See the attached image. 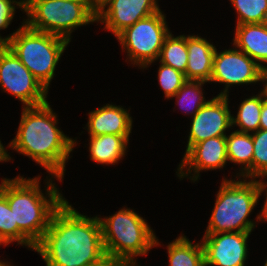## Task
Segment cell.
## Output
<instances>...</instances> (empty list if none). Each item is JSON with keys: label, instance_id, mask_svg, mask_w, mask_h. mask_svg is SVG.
<instances>
[{"label": "cell", "instance_id": "3957f363", "mask_svg": "<svg viewBox=\"0 0 267 266\" xmlns=\"http://www.w3.org/2000/svg\"><path fill=\"white\" fill-rule=\"evenodd\" d=\"M53 177L62 182L58 177H47L46 196L42 193L39 175L28 179L19 175L14 179L1 180L0 192L7 198L14 224L35 246L43 238L53 213L65 201L56 183L51 180Z\"/></svg>", "mask_w": 267, "mask_h": 266}, {"label": "cell", "instance_id": "8992f818", "mask_svg": "<svg viewBox=\"0 0 267 266\" xmlns=\"http://www.w3.org/2000/svg\"><path fill=\"white\" fill-rule=\"evenodd\" d=\"M70 42L60 36L29 28L23 20L15 32L3 38L6 45L48 91L63 52Z\"/></svg>", "mask_w": 267, "mask_h": 266}, {"label": "cell", "instance_id": "f546056e", "mask_svg": "<svg viewBox=\"0 0 267 266\" xmlns=\"http://www.w3.org/2000/svg\"><path fill=\"white\" fill-rule=\"evenodd\" d=\"M259 129L267 130V99L262 103Z\"/></svg>", "mask_w": 267, "mask_h": 266}, {"label": "cell", "instance_id": "8fae6325", "mask_svg": "<svg viewBox=\"0 0 267 266\" xmlns=\"http://www.w3.org/2000/svg\"><path fill=\"white\" fill-rule=\"evenodd\" d=\"M160 10L158 0H100L96 4V22L105 24L104 29L116 37L138 20Z\"/></svg>", "mask_w": 267, "mask_h": 266}, {"label": "cell", "instance_id": "9a60e30c", "mask_svg": "<svg viewBox=\"0 0 267 266\" xmlns=\"http://www.w3.org/2000/svg\"><path fill=\"white\" fill-rule=\"evenodd\" d=\"M129 110L120 105L106 104L88 114L87 131L90 136L114 134L130 136L133 119Z\"/></svg>", "mask_w": 267, "mask_h": 266}, {"label": "cell", "instance_id": "836d02e7", "mask_svg": "<svg viewBox=\"0 0 267 266\" xmlns=\"http://www.w3.org/2000/svg\"><path fill=\"white\" fill-rule=\"evenodd\" d=\"M0 266H13V265H11L10 262H8V261L4 262V261L0 260Z\"/></svg>", "mask_w": 267, "mask_h": 266}, {"label": "cell", "instance_id": "603a6c76", "mask_svg": "<svg viewBox=\"0 0 267 266\" xmlns=\"http://www.w3.org/2000/svg\"><path fill=\"white\" fill-rule=\"evenodd\" d=\"M0 240L7 246L12 242L28 248L35 249V245L14 224L13 212L11 211L7 198L0 192Z\"/></svg>", "mask_w": 267, "mask_h": 266}, {"label": "cell", "instance_id": "f1b7e54d", "mask_svg": "<svg viewBox=\"0 0 267 266\" xmlns=\"http://www.w3.org/2000/svg\"><path fill=\"white\" fill-rule=\"evenodd\" d=\"M262 178L261 180L259 179V192H260V196H262L263 192L265 194V202L264 205L262 206V209L259 213V215H257V221L261 222H267V182L266 179ZM264 181V182H263ZM266 192V193H265Z\"/></svg>", "mask_w": 267, "mask_h": 266}, {"label": "cell", "instance_id": "5b68a950", "mask_svg": "<svg viewBox=\"0 0 267 266\" xmlns=\"http://www.w3.org/2000/svg\"><path fill=\"white\" fill-rule=\"evenodd\" d=\"M222 179L205 233L252 232L256 222L247 217L259 202V179Z\"/></svg>", "mask_w": 267, "mask_h": 266}, {"label": "cell", "instance_id": "44dd1931", "mask_svg": "<svg viewBox=\"0 0 267 266\" xmlns=\"http://www.w3.org/2000/svg\"><path fill=\"white\" fill-rule=\"evenodd\" d=\"M265 95L261 90L259 94L243 100L238 108L237 115H232V127L238 126L236 131L253 133L260 128V115Z\"/></svg>", "mask_w": 267, "mask_h": 266}, {"label": "cell", "instance_id": "ba28073f", "mask_svg": "<svg viewBox=\"0 0 267 266\" xmlns=\"http://www.w3.org/2000/svg\"><path fill=\"white\" fill-rule=\"evenodd\" d=\"M160 10L120 32L116 38L131 64L147 68L158 61L165 38L171 33Z\"/></svg>", "mask_w": 267, "mask_h": 266}, {"label": "cell", "instance_id": "4dcf8cb0", "mask_svg": "<svg viewBox=\"0 0 267 266\" xmlns=\"http://www.w3.org/2000/svg\"><path fill=\"white\" fill-rule=\"evenodd\" d=\"M92 266H128L125 262L106 257L103 261Z\"/></svg>", "mask_w": 267, "mask_h": 266}, {"label": "cell", "instance_id": "cb8c5ba5", "mask_svg": "<svg viewBox=\"0 0 267 266\" xmlns=\"http://www.w3.org/2000/svg\"><path fill=\"white\" fill-rule=\"evenodd\" d=\"M205 83L207 82L187 80L173 96L177 99L176 103L179 104L180 108L184 110L187 115L190 114L194 116L200 108L209 101H206L202 92L204 90L202 86H204Z\"/></svg>", "mask_w": 267, "mask_h": 266}, {"label": "cell", "instance_id": "2e32d148", "mask_svg": "<svg viewBox=\"0 0 267 266\" xmlns=\"http://www.w3.org/2000/svg\"><path fill=\"white\" fill-rule=\"evenodd\" d=\"M188 64L186 80L210 83L216 46L201 36L187 35Z\"/></svg>", "mask_w": 267, "mask_h": 266}, {"label": "cell", "instance_id": "e0dca14e", "mask_svg": "<svg viewBox=\"0 0 267 266\" xmlns=\"http://www.w3.org/2000/svg\"><path fill=\"white\" fill-rule=\"evenodd\" d=\"M234 35L233 46L267 69V23L236 25Z\"/></svg>", "mask_w": 267, "mask_h": 266}, {"label": "cell", "instance_id": "83f0119b", "mask_svg": "<svg viewBox=\"0 0 267 266\" xmlns=\"http://www.w3.org/2000/svg\"><path fill=\"white\" fill-rule=\"evenodd\" d=\"M18 7L21 8V11L25 10V1L0 0V30L8 28L14 18L16 8ZM0 45H3V38L1 36Z\"/></svg>", "mask_w": 267, "mask_h": 266}, {"label": "cell", "instance_id": "ffe728a7", "mask_svg": "<svg viewBox=\"0 0 267 266\" xmlns=\"http://www.w3.org/2000/svg\"><path fill=\"white\" fill-rule=\"evenodd\" d=\"M169 266H205L202 242L193 244L184 234L168 243Z\"/></svg>", "mask_w": 267, "mask_h": 266}, {"label": "cell", "instance_id": "e575fe53", "mask_svg": "<svg viewBox=\"0 0 267 266\" xmlns=\"http://www.w3.org/2000/svg\"><path fill=\"white\" fill-rule=\"evenodd\" d=\"M95 4H97L100 0H92Z\"/></svg>", "mask_w": 267, "mask_h": 266}, {"label": "cell", "instance_id": "9c48e42d", "mask_svg": "<svg viewBox=\"0 0 267 266\" xmlns=\"http://www.w3.org/2000/svg\"><path fill=\"white\" fill-rule=\"evenodd\" d=\"M0 87L18 98L23 107L48 102V91L6 45H0Z\"/></svg>", "mask_w": 267, "mask_h": 266}, {"label": "cell", "instance_id": "4fadbf2b", "mask_svg": "<svg viewBox=\"0 0 267 266\" xmlns=\"http://www.w3.org/2000/svg\"><path fill=\"white\" fill-rule=\"evenodd\" d=\"M251 232L205 233L201 239L205 266H245Z\"/></svg>", "mask_w": 267, "mask_h": 266}, {"label": "cell", "instance_id": "30bf717a", "mask_svg": "<svg viewBox=\"0 0 267 266\" xmlns=\"http://www.w3.org/2000/svg\"><path fill=\"white\" fill-rule=\"evenodd\" d=\"M264 69L246 53L235 48L216 52L210 82L224 84L218 96H228L230 86L249 85L262 81Z\"/></svg>", "mask_w": 267, "mask_h": 266}, {"label": "cell", "instance_id": "6da1fadb", "mask_svg": "<svg viewBox=\"0 0 267 266\" xmlns=\"http://www.w3.org/2000/svg\"><path fill=\"white\" fill-rule=\"evenodd\" d=\"M46 266H92L107 256L99 217L79 213L67 200L53 213L36 245Z\"/></svg>", "mask_w": 267, "mask_h": 266}, {"label": "cell", "instance_id": "7c38bea8", "mask_svg": "<svg viewBox=\"0 0 267 266\" xmlns=\"http://www.w3.org/2000/svg\"><path fill=\"white\" fill-rule=\"evenodd\" d=\"M228 99V96L217 95L202 106L194 116H191L192 122L185 153L194 144L209 138L226 136V130L233 129Z\"/></svg>", "mask_w": 267, "mask_h": 266}, {"label": "cell", "instance_id": "d6986e66", "mask_svg": "<svg viewBox=\"0 0 267 266\" xmlns=\"http://www.w3.org/2000/svg\"><path fill=\"white\" fill-rule=\"evenodd\" d=\"M226 143L228 161L241 165V170L239 169L240 172L236 174V178L252 179V134L235 130L226 135Z\"/></svg>", "mask_w": 267, "mask_h": 266}, {"label": "cell", "instance_id": "277c9868", "mask_svg": "<svg viewBox=\"0 0 267 266\" xmlns=\"http://www.w3.org/2000/svg\"><path fill=\"white\" fill-rule=\"evenodd\" d=\"M99 221L106 256L128 266H140L135 257L146 256L150 249L160 245L146 220L130 208L123 207L109 217H99Z\"/></svg>", "mask_w": 267, "mask_h": 266}, {"label": "cell", "instance_id": "5bb4252c", "mask_svg": "<svg viewBox=\"0 0 267 266\" xmlns=\"http://www.w3.org/2000/svg\"><path fill=\"white\" fill-rule=\"evenodd\" d=\"M227 162L226 136L209 138L194 144L184 153L181 163L177 168V177L182 180L192 175L189 179L195 182L200 179L201 171L222 169Z\"/></svg>", "mask_w": 267, "mask_h": 266}, {"label": "cell", "instance_id": "d6a6232c", "mask_svg": "<svg viewBox=\"0 0 267 266\" xmlns=\"http://www.w3.org/2000/svg\"><path fill=\"white\" fill-rule=\"evenodd\" d=\"M263 82H265V83H264V87H263L262 91H263V93L265 95V98L267 99V69H265L263 71L262 84H263Z\"/></svg>", "mask_w": 267, "mask_h": 266}, {"label": "cell", "instance_id": "7a4b0ae2", "mask_svg": "<svg viewBox=\"0 0 267 266\" xmlns=\"http://www.w3.org/2000/svg\"><path fill=\"white\" fill-rule=\"evenodd\" d=\"M16 136L7 147L28 156L50 175L64 178L66 162L76 145V139L66 136L57 126L58 117L50 103L22 107Z\"/></svg>", "mask_w": 267, "mask_h": 266}, {"label": "cell", "instance_id": "52a82bcc", "mask_svg": "<svg viewBox=\"0 0 267 266\" xmlns=\"http://www.w3.org/2000/svg\"><path fill=\"white\" fill-rule=\"evenodd\" d=\"M23 12L29 28L69 42L78 27L96 22V4L92 0H25Z\"/></svg>", "mask_w": 267, "mask_h": 266}, {"label": "cell", "instance_id": "d4e9b609", "mask_svg": "<svg viewBox=\"0 0 267 266\" xmlns=\"http://www.w3.org/2000/svg\"><path fill=\"white\" fill-rule=\"evenodd\" d=\"M237 13V23H267V0H230Z\"/></svg>", "mask_w": 267, "mask_h": 266}, {"label": "cell", "instance_id": "7402d4cb", "mask_svg": "<svg viewBox=\"0 0 267 266\" xmlns=\"http://www.w3.org/2000/svg\"><path fill=\"white\" fill-rule=\"evenodd\" d=\"M159 62L171 66L175 70L184 73L186 78V68L188 64V49L186 46V36H174L170 33L164 40Z\"/></svg>", "mask_w": 267, "mask_h": 266}, {"label": "cell", "instance_id": "484cf974", "mask_svg": "<svg viewBox=\"0 0 267 266\" xmlns=\"http://www.w3.org/2000/svg\"><path fill=\"white\" fill-rule=\"evenodd\" d=\"M253 140L252 179L267 177V130L251 133Z\"/></svg>", "mask_w": 267, "mask_h": 266}, {"label": "cell", "instance_id": "d590c367", "mask_svg": "<svg viewBox=\"0 0 267 266\" xmlns=\"http://www.w3.org/2000/svg\"><path fill=\"white\" fill-rule=\"evenodd\" d=\"M1 245H2V246H3V245L6 246V245L0 240V246H1Z\"/></svg>", "mask_w": 267, "mask_h": 266}, {"label": "cell", "instance_id": "1f68e13d", "mask_svg": "<svg viewBox=\"0 0 267 266\" xmlns=\"http://www.w3.org/2000/svg\"><path fill=\"white\" fill-rule=\"evenodd\" d=\"M11 160V157L7 151V149L3 146L0 140V162H8Z\"/></svg>", "mask_w": 267, "mask_h": 266}, {"label": "cell", "instance_id": "ac0fdd59", "mask_svg": "<svg viewBox=\"0 0 267 266\" xmlns=\"http://www.w3.org/2000/svg\"><path fill=\"white\" fill-rule=\"evenodd\" d=\"M130 136L103 134L90 136V160L104 165H115L122 160L128 148Z\"/></svg>", "mask_w": 267, "mask_h": 266}, {"label": "cell", "instance_id": "4316f807", "mask_svg": "<svg viewBox=\"0 0 267 266\" xmlns=\"http://www.w3.org/2000/svg\"><path fill=\"white\" fill-rule=\"evenodd\" d=\"M157 78L161 89L164 91L165 98L167 99L173 98L187 81L184 73L163 63L159 66Z\"/></svg>", "mask_w": 267, "mask_h": 266}]
</instances>
